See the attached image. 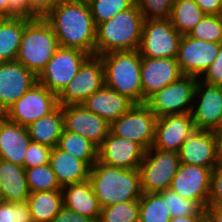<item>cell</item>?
<instances>
[{
    "label": "cell",
    "mask_w": 222,
    "mask_h": 222,
    "mask_svg": "<svg viewBox=\"0 0 222 222\" xmlns=\"http://www.w3.org/2000/svg\"><path fill=\"white\" fill-rule=\"evenodd\" d=\"M207 206H222V163L211 171L210 195Z\"/></svg>",
    "instance_id": "cell-41"
},
{
    "label": "cell",
    "mask_w": 222,
    "mask_h": 222,
    "mask_svg": "<svg viewBox=\"0 0 222 222\" xmlns=\"http://www.w3.org/2000/svg\"><path fill=\"white\" fill-rule=\"evenodd\" d=\"M98 222H139V200L102 207Z\"/></svg>",
    "instance_id": "cell-36"
},
{
    "label": "cell",
    "mask_w": 222,
    "mask_h": 222,
    "mask_svg": "<svg viewBox=\"0 0 222 222\" xmlns=\"http://www.w3.org/2000/svg\"><path fill=\"white\" fill-rule=\"evenodd\" d=\"M30 191L26 181L25 168L0 159V200L12 203H26Z\"/></svg>",
    "instance_id": "cell-25"
},
{
    "label": "cell",
    "mask_w": 222,
    "mask_h": 222,
    "mask_svg": "<svg viewBox=\"0 0 222 222\" xmlns=\"http://www.w3.org/2000/svg\"><path fill=\"white\" fill-rule=\"evenodd\" d=\"M33 222H51L63 207L62 190L30 192L26 202Z\"/></svg>",
    "instance_id": "cell-29"
},
{
    "label": "cell",
    "mask_w": 222,
    "mask_h": 222,
    "mask_svg": "<svg viewBox=\"0 0 222 222\" xmlns=\"http://www.w3.org/2000/svg\"><path fill=\"white\" fill-rule=\"evenodd\" d=\"M30 142L26 127L0 115V159L24 167L25 155Z\"/></svg>",
    "instance_id": "cell-22"
},
{
    "label": "cell",
    "mask_w": 222,
    "mask_h": 222,
    "mask_svg": "<svg viewBox=\"0 0 222 222\" xmlns=\"http://www.w3.org/2000/svg\"><path fill=\"white\" fill-rule=\"evenodd\" d=\"M29 19L14 16L6 18L0 26V63L16 61L24 26Z\"/></svg>",
    "instance_id": "cell-28"
},
{
    "label": "cell",
    "mask_w": 222,
    "mask_h": 222,
    "mask_svg": "<svg viewBox=\"0 0 222 222\" xmlns=\"http://www.w3.org/2000/svg\"><path fill=\"white\" fill-rule=\"evenodd\" d=\"M59 47L50 23L45 18H30L24 26L16 61L38 77Z\"/></svg>",
    "instance_id": "cell-5"
},
{
    "label": "cell",
    "mask_w": 222,
    "mask_h": 222,
    "mask_svg": "<svg viewBox=\"0 0 222 222\" xmlns=\"http://www.w3.org/2000/svg\"><path fill=\"white\" fill-rule=\"evenodd\" d=\"M146 149L111 131L98 147V161L122 169H139Z\"/></svg>",
    "instance_id": "cell-19"
},
{
    "label": "cell",
    "mask_w": 222,
    "mask_h": 222,
    "mask_svg": "<svg viewBox=\"0 0 222 222\" xmlns=\"http://www.w3.org/2000/svg\"><path fill=\"white\" fill-rule=\"evenodd\" d=\"M202 222H213L207 215H205L202 219Z\"/></svg>",
    "instance_id": "cell-51"
},
{
    "label": "cell",
    "mask_w": 222,
    "mask_h": 222,
    "mask_svg": "<svg viewBox=\"0 0 222 222\" xmlns=\"http://www.w3.org/2000/svg\"><path fill=\"white\" fill-rule=\"evenodd\" d=\"M157 118L145 103L134 104L111 124L110 131L118 137L134 141L148 150L154 142Z\"/></svg>",
    "instance_id": "cell-11"
},
{
    "label": "cell",
    "mask_w": 222,
    "mask_h": 222,
    "mask_svg": "<svg viewBox=\"0 0 222 222\" xmlns=\"http://www.w3.org/2000/svg\"><path fill=\"white\" fill-rule=\"evenodd\" d=\"M37 77L17 61L0 63V114L25 94Z\"/></svg>",
    "instance_id": "cell-18"
},
{
    "label": "cell",
    "mask_w": 222,
    "mask_h": 222,
    "mask_svg": "<svg viewBox=\"0 0 222 222\" xmlns=\"http://www.w3.org/2000/svg\"><path fill=\"white\" fill-rule=\"evenodd\" d=\"M198 79L194 76L182 75L178 80L152 95L145 104L158 118L191 113Z\"/></svg>",
    "instance_id": "cell-7"
},
{
    "label": "cell",
    "mask_w": 222,
    "mask_h": 222,
    "mask_svg": "<svg viewBox=\"0 0 222 222\" xmlns=\"http://www.w3.org/2000/svg\"><path fill=\"white\" fill-rule=\"evenodd\" d=\"M218 141L219 163H222V128L216 132Z\"/></svg>",
    "instance_id": "cell-50"
},
{
    "label": "cell",
    "mask_w": 222,
    "mask_h": 222,
    "mask_svg": "<svg viewBox=\"0 0 222 222\" xmlns=\"http://www.w3.org/2000/svg\"><path fill=\"white\" fill-rule=\"evenodd\" d=\"M176 58L141 57L143 104L159 90L182 76Z\"/></svg>",
    "instance_id": "cell-20"
},
{
    "label": "cell",
    "mask_w": 222,
    "mask_h": 222,
    "mask_svg": "<svg viewBox=\"0 0 222 222\" xmlns=\"http://www.w3.org/2000/svg\"><path fill=\"white\" fill-rule=\"evenodd\" d=\"M219 88H220V90H221V92H222V84L219 85Z\"/></svg>",
    "instance_id": "cell-54"
},
{
    "label": "cell",
    "mask_w": 222,
    "mask_h": 222,
    "mask_svg": "<svg viewBox=\"0 0 222 222\" xmlns=\"http://www.w3.org/2000/svg\"><path fill=\"white\" fill-rule=\"evenodd\" d=\"M166 203L171 218L193 215H206L205 209L195 200L181 197L176 192L166 189L158 193Z\"/></svg>",
    "instance_id": "cell-34"
},
{
    "label": "cell",
    "mask_w": 222,
    "mask_h": 222,
    "mask_svg": "<svg viewBox=\"0 0 222 222\" xmlns=\"http://www.w3.org/2000/svg\"><path fill=\"white\" fill-rule=\"evenodd\" d=\"M51 147L31 141L25 155L24 168L49 164Z\"/></svg>",
    "instance_id": "cell-40"
},
{
    "label": "cell",
    "mask_w": 222,
    "mask_h": 222,
    "mask_svg": "<svg viewBox=\"0 0 222 222\" xmlns=\"http://www.w3.org/2000/svg\"><path fill=\"white\" fill-rule=\"evenodd\" d=\"M58 106L57 95L36 82L3 115L10 121L27 127L52 113Z\"/></svg>",
    "instance_id": "cell-10"
},
{
    "label": "cell",
    "mask_w": 222,
    "mask_h": 222,
    "mask_svg": "<svg viewBox=\"0 0 222 222\" xmlns=\"http://www.w3.org/2000/svg\"><path fill=\"white\" fill-rule=\"evenodd\" d=\"M181 37L169 19L144 20L138 51L141 57L176 58Z\"/></svg>",
    "instance_id": "cell-8"
},
{
    "label": "cell",
    "mask_w": 222,
    "mask_h": 222,
    "mask_svg": "<svg viewBox=\"0 0 222 222\" xmlns=\"http://www.w3.org/2000/svg\"><path fill=\"white\" fill-rule=\"evenodd\" d=\"M74 1H78V2L89 4L92 0H74Z\"/></svg>",
    "instance_id": "cell-52"
},
{
    "label": "cell",
    "mask_w": 222,
    "mask_h": 222,
    "mask_svg": "<svg viewBox=\"0 0 222 222\" xmlns=\"http://www.w3.org/2000/svg\"><path fill=\"white\" fill-rule=\"evenodd\" d=\"M205 212L213 222H222V206H207Z\"/></svg>",
    "instance_id": "cell-47"
},
{
    "label": "cell",
    "mask_w": 222,
    "mask_h": 222,
    "mask_svg": "<svg viewBox=\"0 0 222 222\" xmlns=\"http://www.w3.org/2000/svg\"><path fill=\"white\" fill-rule=\"evenodd\" d=\"M89 56L78 49L59 47L37 77V82L58 96Z\"/></svg>",
    "instance_id": "cell-9"
},
{
    "label": "cell",
    "mask_w": 222,
    "mask_h": 222,
    "mask_svg": "<svg viewBox=\"0 0 222 222\" xmlns=\"http://www.w3.org/2000/svg\"><path fill=\"white\" fill-rule=\"evenodd\" d=\"M188 35L198 40L221 43L222 15H205Z\"/></svg>",
    "instance_id": "cell-37"
},
{
    "label": "cell",
    "mask_w": 222,
    "mask_h": 222,
    "mask_svg": "<svg viewBox=\"0 0 222 222\" xmlns=\"http://www.w3.org/2000/svg\"><path fill=\"white\" fill-rule=\"evenodd\" d=\"M0 15L9 18V4L8 0H0Z\"/></svg>",
    "instance_id": "cell-49"
},
{
    "label": "cell",
    "mask_w": 222,
    "mask_h": 222,
    "mask_svg": "<svg viewBox=\"0 0 222 222\" xmlns=\"http://www.w3.org/2000/svg\"><path fill=\"white\" fill-rule=\"evenodd\" d=\"M64 130L79 134L99 147L110 133L106 120L88 111L82 104L62 106Z\"/></svg>",
    "instance_id": "cell-15"
},
{
    "label": "cell",
    "mask_w": 222,
    "mask_h": 222,
    "mask_svg": "<svg viewBox=\"0 0 222 222\" xmlns=\"http://www.w3.org/2000/svg\"><path fill=\"white\" fill-rule=\"evenodd\" d=\"M205 15H222L221 0H194Z\"/></svg>",
    "instance_id": "cell-46"
},
{
    "label": "cell",
    "mask_w": 222,
    "mask_h": 222,
    "mask_svg": "<svg viewBox=\"0 0 222 222\" xmlns=\"http://www.w3.org/2000/svg\"><path fill=\"white\" fill-rule=\"evenodd\" d=\"M59 0H29V18H45Z\"/></svg>",
    "instance_id": "cell-43"
},
{
    "label": "cell",
    "mask_w": 222,
    "mask_h": 222,
    "mask_svg": "<svg viewBox=\"0 0 222 222\" xmlns=\"http://www.w3.org/2000/svg\"><path fill=\"white\" fill-rule=\"evenodd\" d=\"M9 18L23 16L29 18V0H8Z\"/></svg>",
    "instance_id": "cell-45"
},
{
    "label": "cell",
    "mask_w": 222,
    "mask_h": 222,
    "mask_svg": "<svg viewBox=\"0 0 222 222\" xmlns=\"http://www.w3.org/2000/svg\"><path fill=\"white\" fill-rule=\"evenodd\" d=\"M204 16L194 0H175L169 20L181 35H187Z\"/></svg>",
    "instance_id": "cell-30"
},
{
    "label": "cell",
    "mask_w": 222,
    "mask_h": 222,
    "mask_svg": "<svg viewBox=\"0 0 222 222\" xmlns=\"http://www.w3.org/2000/svg\"><path fill=\"white\" fill-rule=\"evenodd\" d=\"M26 128L31 141L54 148L64 130L62 106L59 105L52 113L39 118Z\"/></svg>",
    "instance_id": "cell-27"
},
{
    "label": "cell",
    "mask_w": 222,
    "mask_h": 222,
    "mask_svg": "<svg viewBox=\"0 0 222 222\" xmlns=\"http://www.w3.org/2000/svg\"><path fill=\"white\" fill-rule=\"evenodd\" d=\"M194 130L191 113L157 118L152 148L178 153L183 142Z\"/></svg>",
    "instance_id": "cell-21"
},
{
    "label": "cell",
    "mask_w": 222,
    "mask_h": 222,
    "mask_svg": "<svg viewBox=\"0 0 222 222\" xmlns=\"http://www.w3.org/2000/svg\"><path fill=\"white\" fill-rule=\"evenodd\" d=\"M5 19H6L5 16L0 15V26L2 25Z\"/></svg>",
    "instance_id": "cell-53"
},
{
    "label": "cell",
    "mask_w": 222,
    "mask_h": 222,
    "mask_svg": "<svg viewBox=\"0 0 222 222\" xmlns=\"http://www.w3.org/2000/svg\"><path fill=\"white\" fill-rule=\"evenodd\" d=\"M205 215H193L184 217H174L171 218L169 222H202Z\"/></svg>",
    "instance_id": "cell-48"
},
{
    "label": "cell",
    "mask_w": 222,
    "mask_h": 222,
    "mask_svg": "<svg viewBox=\"0 0 222 222\" xmlns=\"http://www.w3.org/2000/svg\"><path fill=\"white\" fill-rule=\"evenodd\" d=\"M220 43L198 40L182 35L176 61L183 75L200 78L216 59Z\"/></svg>",
    "instance_id": "cell-14"
},
{
    "label": "cell",
    "mask_w": 222,
    "mask_h": 222,
    "mask_svg": "<svg viewBox=\"0 0 222 222\" xmlns=\"http://www.w3.org/2000/svg\"><path fill=\"white\" fill-rule=\"evenodd\" d=\"M199 80L209 85L219 86L222 84V42L220 43L216 59L210 64Z\"/></svg>",
    "instance_id": "cell-42"
},
{
    "label": "cell",
    "mask_w": 222,
    "mask_h": 222,
    "mask_svg": "<svg viewBox=\"0 0 222 222\" xmlns=\"http://www.w3.org/2000/svg\"><path fill=\"white\" fill-rule=\"evenodd\" d=\"M51 222H96L93 219L82 216L75 211L62 207L60 212L54 217Z\"/></svg>",
    "instance_id": "cell-44"
},
{
    "label": "cell",
    "mask_w": 222,
    "mask_h": 222,
    "mask_svg": "<svg viewBox=\"0 0 222 222\" xmlns=\"http://www.w3.org/2000/svg\"><path fill=\"white\" fill-rule=\"evenodd\" d=\"M45 19L50 23L60 47L95 55L96 25L88 4L59 0Z\"/></svg>",
    "instance_id": "cell-1"
},
{
    "label": "cell",
    "mask_w": 222,
    "mask_h": 222,
    "mask_svg": "<svg viewBox=\"0 0 222 222\" xmlns=\"http://www.w3.org/2000/svg\"><path fill=\"white\" fill-rule=\"evenodd\" d=\"M89 181L101 208L142 196L139 169L117 168L97 160L90 169Z\"/></svg>",
    "instance_id": "cell-2"
},
{
    "label": "cell",
    "mask_w": 222,
    "mask_h": 222,
    "mask_svg": "<svg viewBox=\"0 0 222 222\" xmlns=\"http://www.w3.org/2000/svg\"><path fill=\"white\" fill-rule=\"evenodd\" d=\"M82 105L92 113L97 114L109 124L124 115L134 103L127 97L103 85L89 96Z\"/></svg>",
    "instance_id": "cell-23"
},
{
    "label": "cell",
    "mask_w": 222,
    "mask_h": 222,
    "mask_svg": "<svg viewBox=\"0 0 222 222\" xmlns=\"http://www.w3.org/2000/svg\"><path fill=\"white\" fill-rule=\"evenodd\" d=\"M170 212L158 193H142L139 199V222H169Z\"/></svg>",
    "instance_id": "cell-32"
},
{
    "label": "cell",
    "mask_w": 222,
    "mask_h": 222,
    "mask_svg": "<svg viewBox=\"0 0 222 222\" xmlns=\"http://www.w3.org/2000/svg\"><path fill=\"white\" fill-rule=\"evenodd\" d=\"M136 0H92L88 5L95 25L111 20L118 13L127 10Z\"/></svg>",
    "instance_id": "cell-35"
},
{
    "label": "cell",
    "mask_w": 222,
    "mask_h": 222,
    "mask_svg": "<svg viewBox=\"0 0 222 222\" xmlns=\"http://www.w3.org/2000/svg\"><path fill=\"white\" fill-rule=\"evenodd\" d=\"M104 84V69L100 56H89L78 73L57 96L60 106L82 104Z\"/></svg>",
    "instance_id": "cell-12"
},
{
    "label": "cell",
    "mask_w": 222,
    "mask_h": 222,
    "mask_svg": "<svg viewBox=\"0 0 222 222\" xmlns=\"http://www.w3.org/2000/svg\"><path fill=\"white\" fill-rule=\"evenodd\" d=\"M175 0H136V4L143 15L148 19H169Z\"/></svg>",
    "instance_id": "cell-38"
},
{
    "label": "cell",
    "mask_w": 222,
    "mask_h": 222,
    "mask_svg": "<svg viewBox=\"0 0 222 222\" xmlns=\"http://www.w3.org/2000/svg\"><path fill=\"white\" fill-rule=\"evenodd\" d=\"M180 164L177 152L152 147L146 150L139 166L142 193H159L169 189Z\"/></svg>",
    "instance_id": "cell-6"
},
{
    "label": "cell",
    "mask_w": 222,
    "mask_h": 222,
    "mask_svg": "<svg viewBox=\"0 0 222 222\" xmlns=\"http://www.w3.org/2000/svg\"><path fill=\"white\" fill-rule=\"evenodd\" d=\"M63 206L98 222L101 207L89 179L62 187Z\"/></svg>",
    "instance_id": "cell-24"
},
{
    "label": "cell",
    "mask_w": 222,
    "mask_h": 222,
    "mask_svg": "<svg viewBox=\"0 0 222 222\" xmlns=\"http://www.w3.org/2000/svg\"><path fill=\"white\" fill-rule=\"evenodd\" d=\"M25 175L30 192L62 189L50 164L26 168Z\"/></svg>",
    "instance_id": "cell-33"
},
{
    "label": "cell",
    "mask_w": 222,
    "mask_h": 222,
    "mask_svg": "<svg viewBox=\"0 0 222 222\" xmlns=\"http://www.w3.org/2000/svg\"><path fill=\"white\" fill-rule=\"evenodd\" d=\"M191 115L197 130L217 132L222 128V92L219 86L198 79Z\"/></svg>",
    "instance_id": "cell-13"
},
{
    "label": "cell",
    "mask_w": 222,
    "mask_h": 222,
    "mask_svg": "<svg viewBox=\"0 0 222 222\" xmlns=\"http://www.w3.org/2000/svg\"><path fill=\"white\" fill-rule=\"evenodd\" d=\"M181 164L212 169L219 163L217 134L195 129L183 142L179 152Z\"/></svg>",
    "instance_id": "cell-17"
},
{
    "label": "cell",
    "mask_w": 222,
    "mask_h": 222,
    "mask_svg": "<svg viewBox=\"0 0 222 222\" xmlns=\"http://www.w3.org/2000/svg\"><path fill=\"white\" fill-rule=\"evenodd\" d=\"M211 170L196 165L180 164L170 190L181 197L197 201L204 209L210 195Z\"/></svg>",
    "instance_id": "cell-16"
},
{
    "label": "cell",
    "mask_w": 222,
    "mask_h": 222,
    "mask_svg": "<svg viewBox=\"0 0 222 222\" xmlns=\"http://www.w3.org/2000/svg\"><path fill=\"white\" fill-rule=\"evenodd\" d=\"M57 147L85 161L90 167L98 160V147L90 140L76 133L63 130Z\"/></svg>",
    "instance_id": "cell-31"
},
{
    "label": "cell",
    "mask_w": 222,
    "mask_h": 222,
    "mask_svg": "<svg viewBox=\"0 0 222 222\" xmlns=\"http://www.w3.org/2000/svg\"><path fill=\"white\" fill-rule=\"evenodd\" d=\"M49 164L61 187L89 179L91 167L57 146L51 149Z\"/></svg>",
    "instance_id": "cell-26"
},
{
    "label": "cell",
    "mask_w": 222,
    "mask_h": 222,
    "mask_svg": "<svg viewBox=\"0 0 222 222\" xmlns=\"http://www.w3.org/2000/svg\"><path fill=\"white\" fill-rule=\"evenodd\" d=\"M100 57L104 69V84L134 104H143L141 55L138 49L114 51Z\"/></svg>",
    "instance_id": "cell-4"
},
{
    "label": "cell",
    "mask_w": 222,
    "mask_h": 222,
    "mask_svg": "<svg viewBox=\"0 0 222 222\" xmlns=\"http://www.w3.org/2000/svg\"><path fill=\"white\" fill-rule=\"evenodd\" d=\"M144 18L137 4L96 26L95 55L132 51L140 46Z\"/></svg>",
    "instance_id": "cell-3"
},
{
    "label": "cell",
    "mask_w": 222,
    "mask_h": 222,
    "mask_svg": "<svg viewBox=\"0 0 222 222\" xmlns=\"http://www.w3.org/2000/svg\"><path fill=\"white\" fill-rule=\"evenodd\" d=\"M0 222H33L28 204L0 200Z\"/></svg>",
    "instance_id": "cell-39"
}]
</instances>
